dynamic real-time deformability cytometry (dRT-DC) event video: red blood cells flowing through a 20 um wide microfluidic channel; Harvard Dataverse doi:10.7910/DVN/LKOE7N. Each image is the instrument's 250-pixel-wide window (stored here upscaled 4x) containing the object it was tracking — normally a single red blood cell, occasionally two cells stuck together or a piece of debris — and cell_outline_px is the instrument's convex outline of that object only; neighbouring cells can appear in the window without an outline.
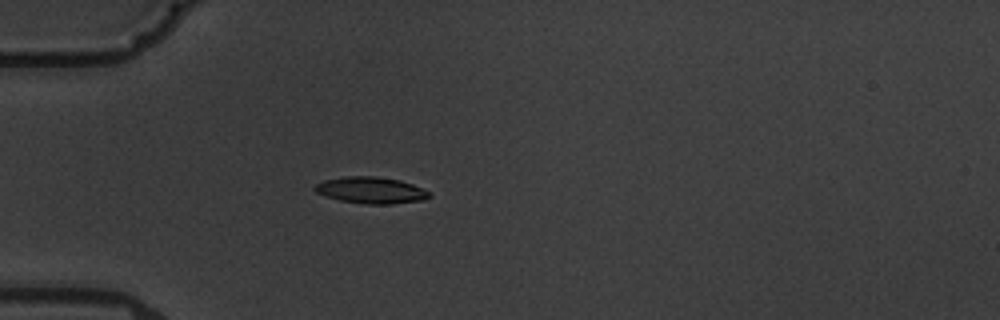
{"species": "common noctule bat (a hibernating species)", "species_latin": "Nyctalus noctula", "temperature_condition": "warm", "stored_images_in_passage": 3, "camera_frame_rate_fps": 3000, "um_per_image_px": 0.085, "animal": {"sex": "male", "body_mass_g": 19.5, "forearm_length_mm": 54.6}, "frame": {"image": 1, "passage_image": 2, "time_ms": 1.0, "image_size_px": [1000, 320], "cell_outline_px": [[432, 196], [424, 200], [392, 204], [364, 204], [340, 200], [324, 196], [316, 192], [312, 188], [316, 184], [324, 180], [344, 176], [376, 176], [400, 180], [412, 184], [428, 192]], "centroid_in_image_um": [31.5, 16.17], "position_along_channel_um": 53.5, "area_um2": 17.74}}